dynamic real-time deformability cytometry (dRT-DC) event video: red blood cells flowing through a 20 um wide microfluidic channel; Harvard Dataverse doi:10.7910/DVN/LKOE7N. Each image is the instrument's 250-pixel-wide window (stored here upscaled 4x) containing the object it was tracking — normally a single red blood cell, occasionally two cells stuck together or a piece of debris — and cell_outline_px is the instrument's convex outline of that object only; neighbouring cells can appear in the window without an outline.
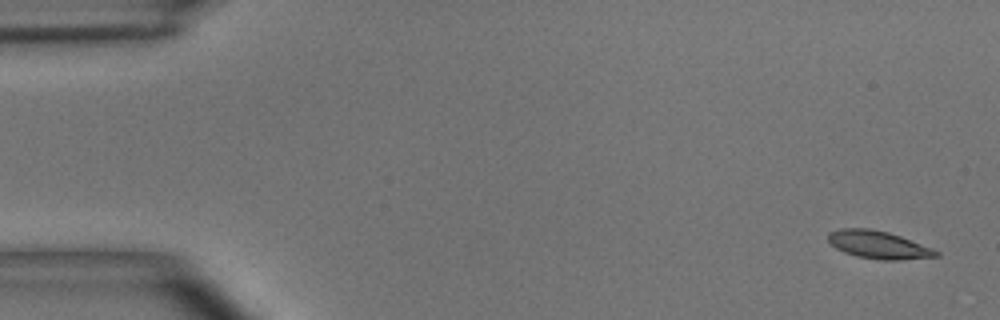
{"species": "common noctule bat (a hibernating species)", "species_latin": "Nyctalus noctula", "temperature_condition": "room temperature", "stored_images_in_passage": 6, "camera_frame_rate_fps": 3000, "um_per_image_px": 0.085, "animal": {"sex": "male", "body_mass_g": 15.6}, "frame": {"image": 1, "passage_image": 1, "time_ms": 0.0, "image_size_px": [1000, 320], "cell_outline_px": [[940, 256], [900, 260], [880, 260], [856, 256], [844, 252], [836, 248], [828, 240], [828, 232], [840, 228], [872, 228], [888, 232], [900, 236], [932, 248], [940, 252]], "centroid_in_image_um": [74.66, 20.8], "position_along_channel_um": 10.3, "area_um2": 17.51}}
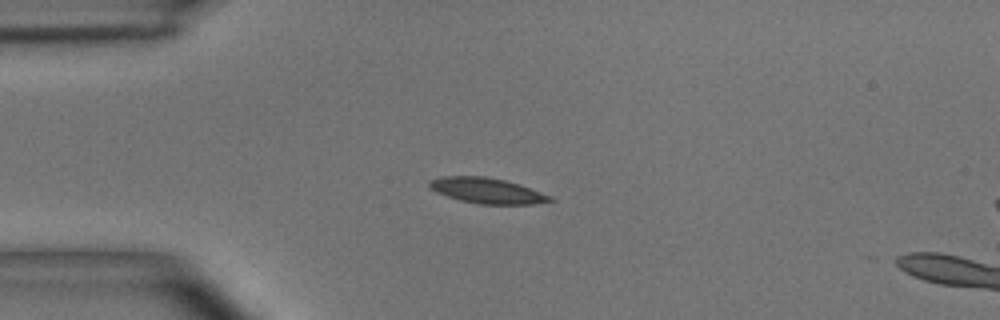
{"frame": {"image": 2, "passage_image": 4, "time_ms": 3.667, "image_size_px": [1000, 320], "cell_outline_px": [[556, 200], [532, 204], [480, 204], [460, 200], [436, 192], [428, 188], [428, 180], [440, 176], [484, 176], [504, 180], [520, 184], [552, 196]], "centroid_in_image_um": [41.37, 16.19], "position_along_channel_um": 43.6, "area_um2": 18.03}}
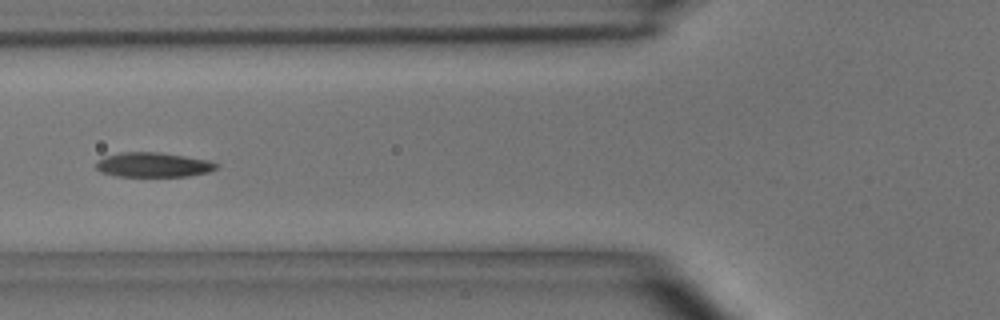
{"frame": {"image": 3, "passage_image": 6, "time_ms": 6.0, "image_size_px": [1000, 320], "cell_outline_px": [[220, 164], [216, 168], [208, 172], [188, 176], [116, 176], [100, 172], [96, 168], [96, 160], [120, 152], [160, 152], [208, 160]], "centroid_in_image_um": [13.01, 14.01], "position_along_channel_um": 112.8, "area_um2": 17.22}}